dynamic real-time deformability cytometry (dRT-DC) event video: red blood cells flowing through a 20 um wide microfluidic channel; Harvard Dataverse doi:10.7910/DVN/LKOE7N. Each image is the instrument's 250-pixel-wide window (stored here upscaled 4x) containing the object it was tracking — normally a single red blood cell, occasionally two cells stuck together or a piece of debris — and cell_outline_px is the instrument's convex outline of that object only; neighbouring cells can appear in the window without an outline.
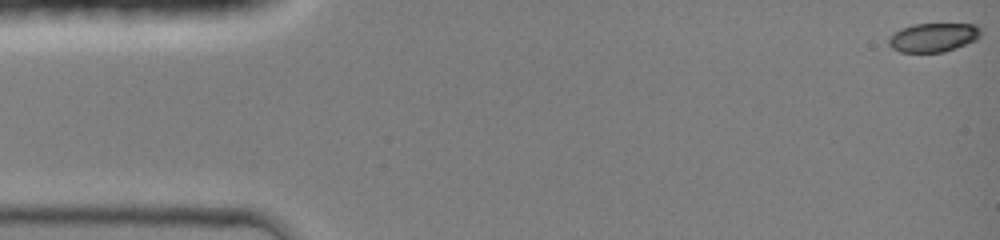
{"species": "common noctule bat (a hibernating species)", "species_latin": "Nyctalus noctula", "temperature_condition": "room temperature", "stored_images_in_passage": 21, "camera_frame_rate_fps": 3000, "um_per_image_px": 0.085, "animal": {"sex": "female", "body_mass_g": 19.0, "forearm_length_mm": 51.5}, "frame": {"image": 1, "passage_image": 1, "time_ms": 0.0, "image_size_px": [1000, 240], "cell_outline_px": [[980, 36], [976, 40], [956, 48], [944, 52], [900, 52], [892, 48], [888, 44], [888, 36], [900, 28], [912, 24], [976, 24], [980, 28]], "centroid_in_image_um": [79.3, 3.18], "position_along_channel_um": 5.7, "area_um2": 15.66}}
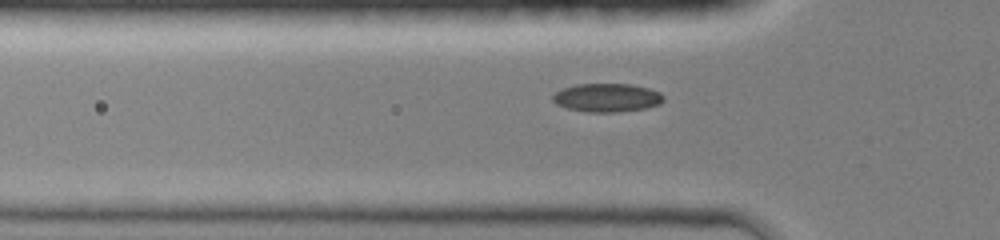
{"frame": {"image": 2, "passage_image": 12, "time_ms": 4.667, "image_size_px": [1000, 240], "cell_outline_px": [[664, 100], [660, 104], [644, 108], [616, 112], [588, 112], [568, 108], [556, 104], [552, 100], [552, 96], [556, 92], [564, 88], [576, 84], [632, 84], [648, 88], [660, 92], [664, 96]], "centroid_in_image_um": [51.6, 8.3], "position_along_channel_um": 74.2, "area_um2": 18.32}}
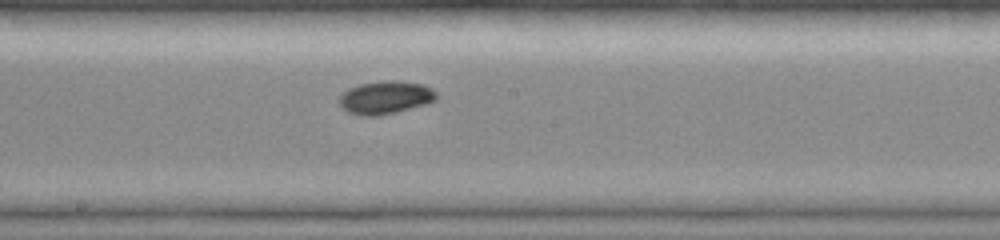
{"frame": {"image": 3, "passage_image": 21, "time_ms": 8.0, "image_size_px": [1000, 240], "cell_outline_px": [[436, 100], [428, 104], [380, 116], [360, 116], [348, 112], [340, 108], [340, 96], [348, 88], [360, 84], [388, 80], [392, 80], [420, 84], [432, 88], [436, 92]], "centroid_in_image_um": [32.75, 8.31], "position_along_channel_um": 215.4, "area_um2": 18.73}}